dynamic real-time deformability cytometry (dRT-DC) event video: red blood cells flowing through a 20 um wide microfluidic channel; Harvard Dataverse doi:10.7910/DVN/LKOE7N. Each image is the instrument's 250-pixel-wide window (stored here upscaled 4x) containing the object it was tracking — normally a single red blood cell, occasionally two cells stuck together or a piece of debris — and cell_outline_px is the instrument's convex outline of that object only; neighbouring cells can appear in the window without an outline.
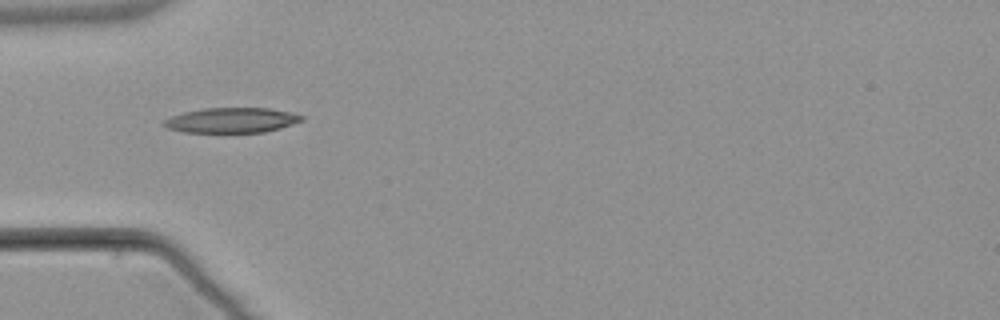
{"species": "common noctule bat (a hibernating species)", "species_latin": "Nyctalus noctula", "temperature_condition": "warm", "stored_images_in_passage": 3, "camera_frame_rate_fps": 3000, "um_per_image_px": 0.085, "animal": {"sex": "male", "body_mass_g": 21.5, "forearm_length_mm": 52.0}, "frame": {"image": 1, "passage_image": 1, "time_ms": 0.0, "image_size_px": [1000, 320], "cell_outline_px": [[304, 120], [280, 128], [264, 132], [184, 132], [168, 128], [164, 124], [164, 120], [172, 116], [184, 112], [204, 108], [268, 108], [288, 112], [304, 116]], "centroid_in_image_um": [19.7, 10.22], "position_along_channel_um": 65.3, "area_um2": 19.88}}
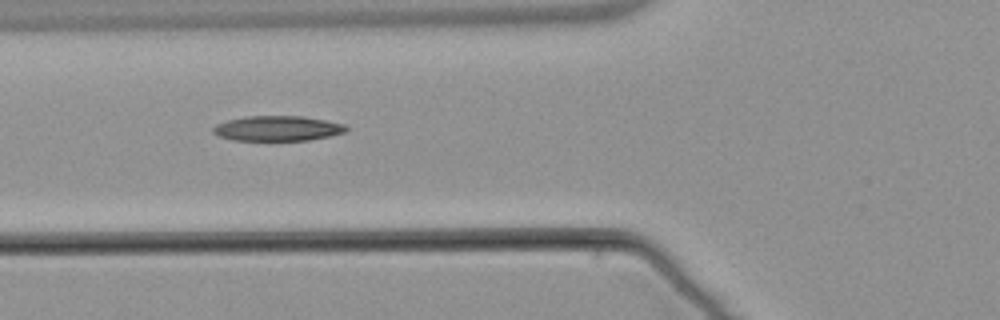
{"frame": {"image": 2, "passage_image": 2, "time_ms": 1.0, "image_size_px": [1000, 320], "cell_outline_px": [[348, 128], [344, 132], [328, 136], [308, 140], [232, 140], [220, 136], [212, 132], [212, 128], [216, 124], [228, 120], [244, 116], [304, 116], [344, 124]], "centroid_in_image_um": [23.55, 10.91], "position_along_channel_um": 102.2, "area_um2": 19.31}}